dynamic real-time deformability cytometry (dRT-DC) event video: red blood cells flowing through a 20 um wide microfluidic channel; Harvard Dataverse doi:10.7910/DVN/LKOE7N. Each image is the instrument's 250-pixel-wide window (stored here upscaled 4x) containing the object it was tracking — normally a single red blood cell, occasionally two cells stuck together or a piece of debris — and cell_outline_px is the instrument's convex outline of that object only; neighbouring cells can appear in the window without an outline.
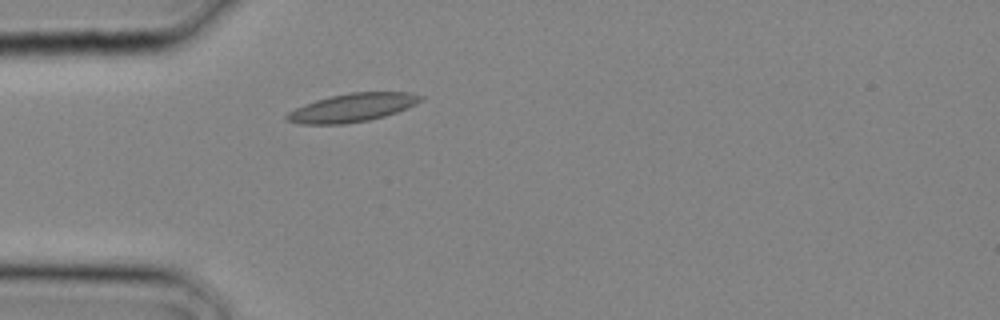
{"species": "common noctule bat (a hibernating species)", "species_latin": "Nyctalus noctula", "temperature_condition": "cold", "stored_images_in_passage": 2, "camera_frame_rate_fps": 3000, "um_per_image_px": 0.085, "animal": {"sex": "male", "body_mass_g": 20.4}, "frame": {"image": 1, "passage_image": 2, "time_ms": 0.333, "image_size_px": [1000, 320], "cell_outline_px": [[424, 100], [408, 108], [384, 116], [368, 120], [344, 124], [300, 124], [284, 120], [284, 116], [288, 112], [304, 104], [328, 96], [352, 92], [408, 92], [424, 96]], "centroid_in_image_um": [29.94, 9.15], "position_along_channel_um": 55.1, "area_um2": 22.25}}